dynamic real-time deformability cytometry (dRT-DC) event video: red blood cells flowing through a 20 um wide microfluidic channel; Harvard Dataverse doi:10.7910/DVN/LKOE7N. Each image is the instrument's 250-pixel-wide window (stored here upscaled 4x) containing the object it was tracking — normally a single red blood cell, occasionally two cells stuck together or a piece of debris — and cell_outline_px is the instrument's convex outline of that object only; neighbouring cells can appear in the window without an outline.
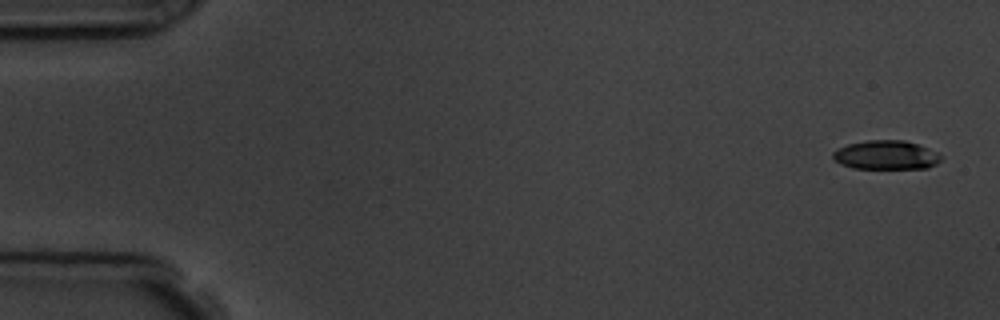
{"species": "common noctule bat (a hibernating species)", "species_latin": "Nyctalus noctula", "temperature_condition": "room temperature", "stored_images_in_passage": 5, "camera_frame_rate_fps": 3000, "um_per_image_px": 0.085, "animal": {"sex": "male", "body_mass_g": 19.5, "forearm_length_mm": 54.6}, "frame": {"image": 1, "passage_image": 1, "time_ms": 0.0, "image_size_px": [1000, 320], "cell_outline_px": [[944, 156], [936, 164], [928, 168], [852, 168], [840, 164], [832, 156], [832, 152], [836, 148], [848, 144], [868, 140], [904, 140], [920, 144]], "centroid_in_image_um": [75.32, 13.17], "position_along_channel_um": 9.7, "area_um2": 18.38}}
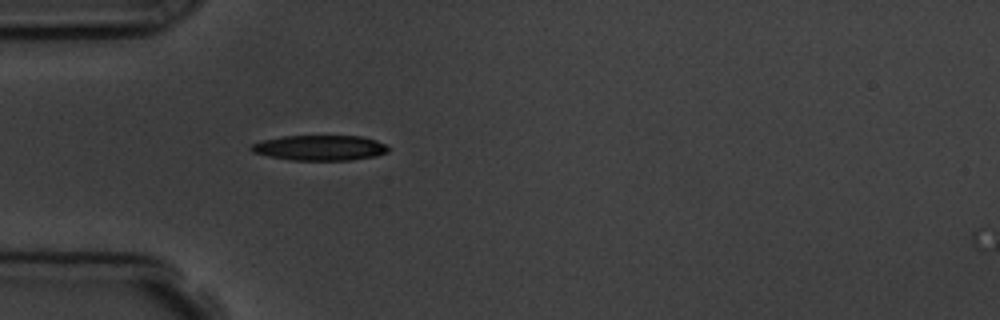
{"frame": {"image": 2, "passage_image": 5, "time_ms": 4.667, "image_size_px": [1000, 320], "cell_outline_px": [[392, 148], [388, 152], [376, 156], [352, 160], [292, 160], [268, 156], [252, 152], [248, 148], [252, 144], [264, 140], [284, 136], [360, 136], [376, 140], [388, 144]], "centroid_in_image_um": [27.25, 12.57], "position_along_channel_um": 57.8, "area_um2": 20.35}}